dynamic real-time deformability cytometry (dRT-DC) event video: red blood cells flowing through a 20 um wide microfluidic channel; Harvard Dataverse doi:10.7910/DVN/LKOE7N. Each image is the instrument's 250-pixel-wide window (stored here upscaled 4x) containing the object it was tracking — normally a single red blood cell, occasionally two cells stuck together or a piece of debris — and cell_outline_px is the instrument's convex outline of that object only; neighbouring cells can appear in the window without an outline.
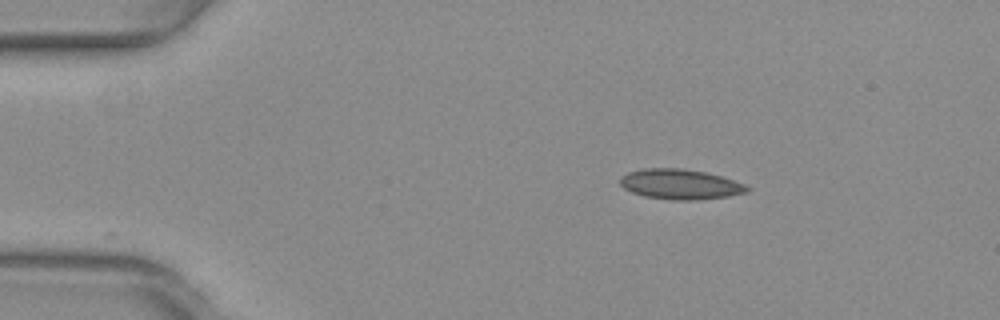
{"species": "common noctule bat (a hibernating species)", "species_latin": "Nyctalus noctula", "temperature_condition": "warm", "stored_images_in_passage": 9, "camera_frame_rate_fps": 3000, "um_per_image_px": 0.085, "animal": {"sex": "female", "body_mass_g": 29.2, "forearm_length_mm": 56.3}, "frame": {"image": 1, "passage_image": 1, "time_ms": 0.0, "image_size_px": [1000, 320], "cell_outline_px": [[752, 188], [748, 192], [728, 196], [696, 200], [672, 200], [644, 196], [632, 192], [624, 188], [620, 184], [620, 176], [628, 172], [644, 168], [684, 168], [704, 172], [720, 176], [744, 184]], "centroid_in_image_um": [57.81, 15.66], "position_along_channel_um": 27.2, "area_um2": 22.31}}
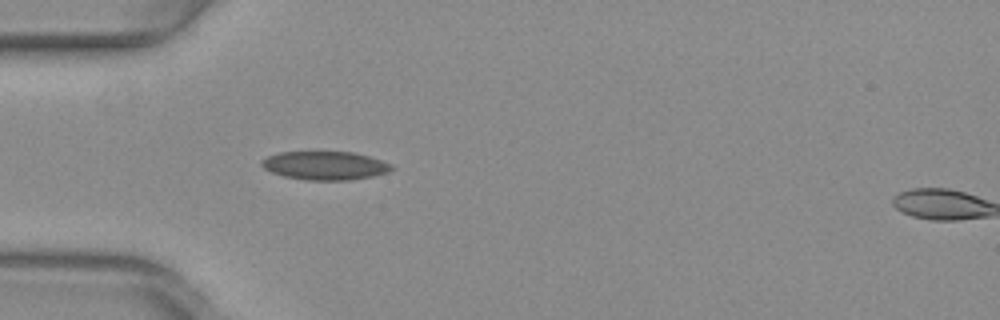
{"frame": {"image": 2, "passage_image": 8, "time_ms": 2.333, "image_size_px": [1000, 320], "cell_outline_px": [[396, 168], [388, 172], [372, 176], [348, 180], [304, 180], [284, 176], [272, 172], [264, 168], [260, 164], [260, 160], [268, 156], [280, 152], [352, 152], [368, 156], [392, 164]], "centroid_in_image_um": [27.62, 14.07], "position_along_channel_um": 57.4, "area_um2": 21.56}}